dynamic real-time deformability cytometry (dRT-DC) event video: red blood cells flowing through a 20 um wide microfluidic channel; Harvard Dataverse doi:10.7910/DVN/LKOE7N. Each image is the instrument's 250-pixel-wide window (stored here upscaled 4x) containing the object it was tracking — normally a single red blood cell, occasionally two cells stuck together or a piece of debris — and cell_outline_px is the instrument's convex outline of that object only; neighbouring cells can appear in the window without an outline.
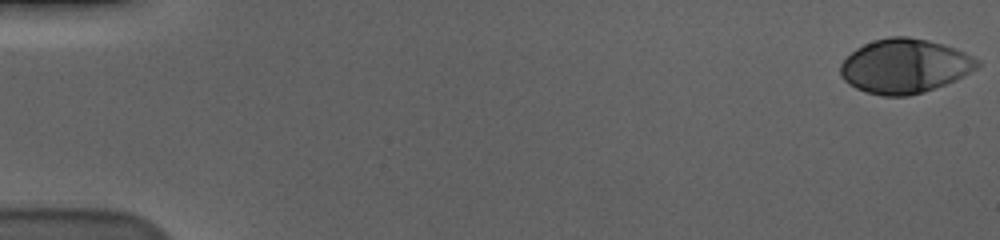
{"species": "human", "species_latin": "Homo sapiens", "temperature_condition": "cold", "stored_images_in_passage": 59, "camera_frame_rate_fps": 3000, "um_per_image_px": 0.085, "donor": {"sex": "male"}, "frame": {"image": 1, "passage_image": 1, "time_ms": 0.0, "image_size_px": [1000, 240], "cell_outline_px": [[980, 64], [976, 68], [964, 76], [956, 80], [924, 92], [908, 96], [884, 96], [864, 92], [848, 84], [840, 76], [840, 64], [856, 48], [872, 40], [888, 36], [908, 36], [928, 40], [944, 44], [956, 48], [980, 60]], "centroid_in_image_um": [76.89, 5.61], "position_along_channel_um": 8.1, "area_um2": 43.58}}
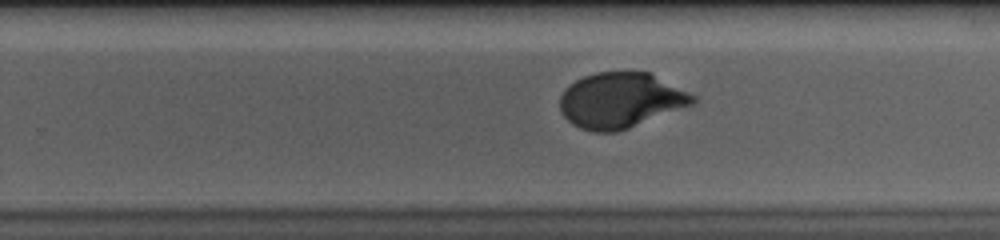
{"frame": {"image": 2, "passage_image": 38, "time_ms": 12.333, "image_size_px": [1000, 240], "cell_outline_px": [[696, 104], [628, 128], [616, 132], [592, 132], [580, 128], [572, 124], [564, 116], [560, 108], [560, 96], [564, 88], [576, 80], [584, 76], [596, 72], [648, 72], [696, 96]], "centroid_in_image_um": [52.74, 8.54], "position_along_channel_um": 277.1, "area_um2": 42.83}}
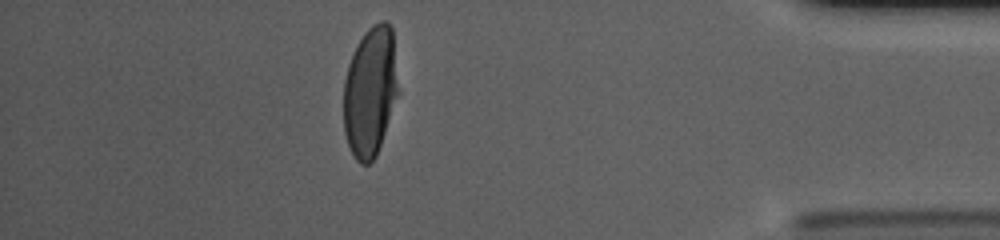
{"frame": {"image": 3, "passage_image": 52, "time_ms": 17.0, "image_size_px": [1000, 240], "cell_outline_px": [[400, 92], [376, 156], [368, 164], [360, 164], [356, 160], [348, 144], [344, 132], [344, 80], [348, 64], [364, 32], [372, 24], [380, 20], [388, 20], [392, 28]], "centroid_in_image_um": [31.5, 7.76], "position_along_channel_um": 403.7, "area_um2": 41.85}, "authors_computed_cell_mechanics": {"area_um2": 42.772, "velocity_mm_per_s": 3.5468, "shape_relaxation_time_tau1_ms": 4.4286, "shape_relaxation_time_tau2_ms": null, "deformation_change_tau1": 0.2102, "deformation_change_tau2": null}}